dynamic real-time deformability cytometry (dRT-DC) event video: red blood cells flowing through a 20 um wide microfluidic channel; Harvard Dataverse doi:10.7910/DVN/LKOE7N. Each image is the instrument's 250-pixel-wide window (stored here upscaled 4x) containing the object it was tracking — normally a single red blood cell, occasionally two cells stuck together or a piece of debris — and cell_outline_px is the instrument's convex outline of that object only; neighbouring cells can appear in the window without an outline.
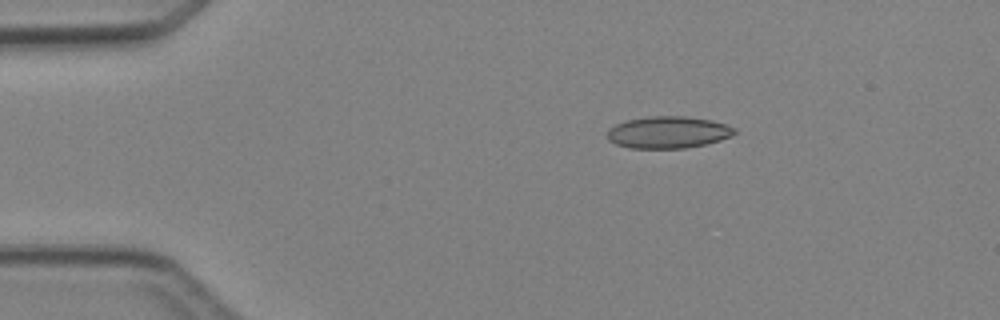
{"species": "Egyptian fruit bat (a non-hibernating species)", "species_latin": "Rousettus aegyptiacus", "temperature_condition": "cold", "stored_images_in_passage": 3, "camera_frame_rate_fps": 3000, "um_per_image_px": 0.085, "animal": {"sex": "female"}, "frame": {"image": 1, "passage_image": 1, "time_ms": 0.0, "image_size_px": [1000, 320], "cell_outline_px": [[736, 132], [732, 136], [720, 140], [704, 144], [684, 148], [628, 148], [616, 144], [608, 140], [608, 128], [616, 124], [628, 120], [648, 116], [684, 116], [712, 120], [736, 128]], "centroid_in_image_um": [56.78, 11.24], "position_along_channel_um": 28.2, "area_um2": 23.64}}